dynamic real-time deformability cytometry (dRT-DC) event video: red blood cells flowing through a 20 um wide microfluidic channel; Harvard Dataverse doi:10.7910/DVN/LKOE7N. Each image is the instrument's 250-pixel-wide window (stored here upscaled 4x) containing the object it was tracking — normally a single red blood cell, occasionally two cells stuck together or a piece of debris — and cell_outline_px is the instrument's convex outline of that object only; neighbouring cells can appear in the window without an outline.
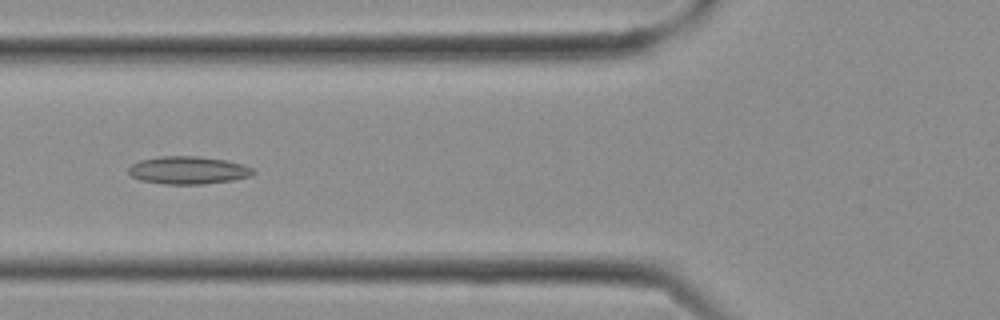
{"species": "Egyptian fruit bat (a non-hibernating species)", "species_latin": "Rousettus aegyptiacus", "temperature_condition": "cold", "stored_images_in_passage": 18, "camera_frame_rate_fps": 3000, "um_per_image_px": 0.085, "frame": {"image": 1, "passage_image": 10, "time_ms": 3.0, "image_size_px": [1000, 320], "cell_outline_px": [[256, 172], [252, 176], [232, 180], [204, 184], [164, 184], [140, 180], [132, 176], [128, 172], [128, 168], [132, 164], [140, 160], [160, 156], [196, 156], [228, 160], [244, 164], [252, 168]], "centroid_in_image_um": [16.02, 14.46], "position_along_channel_um": 109.8, "area_um2": 20.29}}
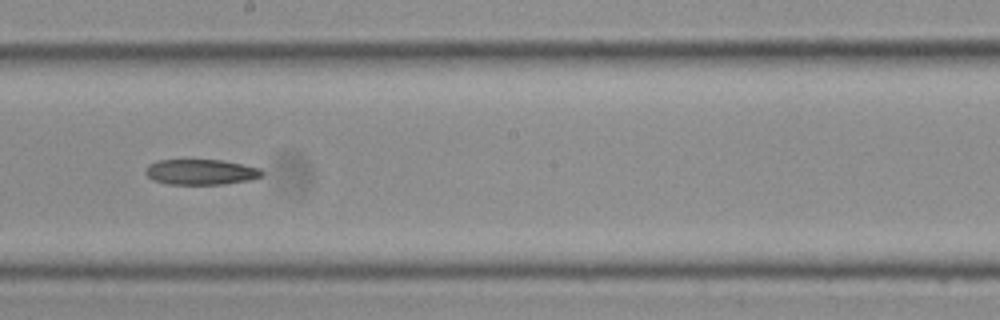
{"frame": {"image": 2, "passage_image": 15, "time_ms": 4.667, "image_size_px": [1000, 320], "cell_outline_px": [[264, 176], [252, 180], [224, 184], [168, 184], [152, 180], [144, 172], [144, 168], [148, 164], [156, 160], [224, 160], [260, 168], [264, 172]], "centroid_in_image_um": [17.08, 14.62], "position_along_channel_um": 231.1, "area_um2": 17.57}}
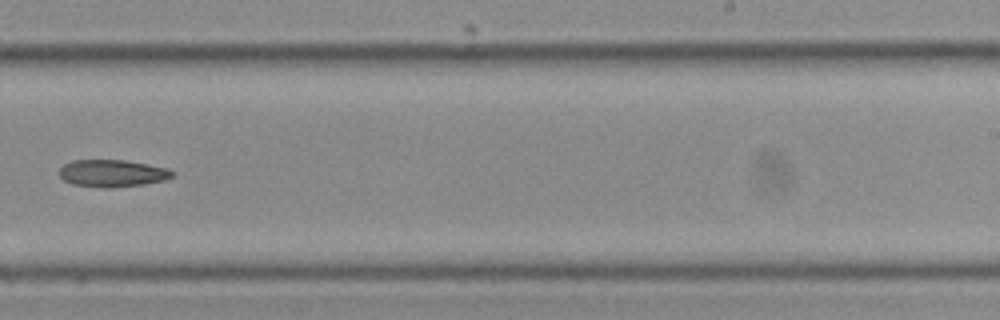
{"frame": {"image": 3, "passage_image": 17, "time_ms": 5.333, "image_size_px": [1000, 320], "cell_outline_px": [[176, 176], [164, 180], [144, 184], [108, 188], [72, 184], [64, 180], [60, 176], [60, 168], [64, 164], [72, 160], [124, 160], [148, 164], [168, 168], [176, 172]], "centroid_in_image_um": [9.59, 14.72], "position_along_channel_um": 279.4, "area_um2": 17.98}}